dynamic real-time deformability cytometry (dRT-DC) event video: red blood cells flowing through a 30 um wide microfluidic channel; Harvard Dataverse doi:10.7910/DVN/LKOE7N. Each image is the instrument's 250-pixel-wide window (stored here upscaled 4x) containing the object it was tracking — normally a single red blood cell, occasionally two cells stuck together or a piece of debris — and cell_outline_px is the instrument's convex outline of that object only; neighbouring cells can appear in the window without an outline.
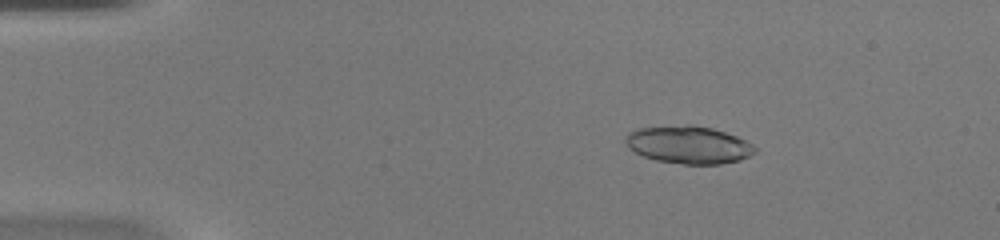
{"species": "common noctule bat (a hibernating species)", "species_latin": "Nyctalus noctula", "temperature_condition": "warm", "stored_images_in_passage": 42, "camera_frame_rate_fps": 3000, "um_per_image_px": 0.085, "animal": {"sex": "female", "body_mass_g": 20.0, "forearm_length_mm": 54.0}, "frame": {"image": 1, "passage_image": 1, "time_ms": 0.0, "image_size_px": [1000, 240], "cell_outline_px": [[756, 152], [740, 160], [720, 164], [684, 164], [656, 160], [644, 156], [628, 148], [624, 140], [628, 132], [636, 128], [688, 124], [692, 124], [712, 128], [736, 136], [752, 144], [756, 148]], "centroid_in_image_um": [58.5, 12.29], "position_along_channel_um": 26.5, "area_um2": 28.44}}